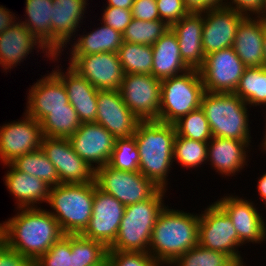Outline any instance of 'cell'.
Returning <instances> with one entry per match:
<instances>
[{
	"mask_svg": "<svg viewBox=\"0 0 266 266\" xmlns=\"http://www.w3.org/2000/svg\"><path fill=\"white\" fill-rule=\"evenodd\" d=\"M15 210V215L0 222V239L28 260L35 262L65 235L47 208Z\"/></svg>",
	"mask_w": 266,
	"mask_h": 266,
	"instance_id": "6da1fadb",
	"label": "cell"
},
{
	"mask_svg": "<svg viewBox=\"0 0 266 266\" xmlns=\"http://www.w3.org/2000/svg\"><path fill=\"white\" fill-rule=\"evenodd\" d=\"M199 213L168 205L159 213L152 230L148 253L161 265L170 266L198 245Z\"/></svg>",
	"mask_w": 266,
	"mask_h": 266,
	"instance_id": "7a4b0ae2",
	"label": "cell"
},
{
	"mask_svg": "<svg viewBox=\"0 0 266 266\" xmlns=\"http://www.w3.org/2000/svg\"><path fill=\"white\" fill-rule=\"evenodd\" d=\"M133 136L139 150V171L158 188L168 191L169 174L175 167L174 124L159 120L139 121Z\"/></svg>",
	"mask_w": 266,
	"mask_h": 266,
	"instance_id": "3957f363",
	"label": "cell"
},
{
	"mask_svg": "<svg viewBox=\"0 0 266 266\" xmlns=\"http://www.w3.org/2000/svg\"><path fill=\"white\" fill-rule=\"evenodd\" d=\"M200 107L208 120L212 136L254 141L250 126L253 120H249L252 115V113L249 114L250 106L234 92L209 93L205 91Z\"/></svg>",
	"mask_w": 266,
	"mask_h": 266,
	"instance_id": "277c9868",
	"label": "cell"
},
{
	"mask_svg": "<svg viewBox=\"0 0 266 266\" xmlns=\"http://www.w3.org/2000/svg\"><path fill=\"white\" fill-rule=\"evenodd\" d=\"M166 193L167 190L159 189L151 198L127 205L116 239L108 251L148 252L156 219L167 205Z\"/></svg>",
	"mask_w": 266,
	"mask_h": 266,
	"instance_id": "5b68a950",
	"label": "cell"
},
{
	"mask_svg": "<svg viewBox=\"0 0 266 266\" xmlns=\"http://www.w3.org/2000/svg\"><path fill=\"white\" fill-rule=\"evenodd\" d=\"M95 182L58 184L50 187L48 211L65 235H80L92 216Z\"/></svg>",
	"mask_w": 266,
	"mask_h": 266,
	"instance_id": "8992f818",
	"label": "cell"
},
{
	"mask_svg": "<svg viewBox=\"0 0 266 266\" xmlns=\"http://www.w3.org/2000/svg\"><path fill=\"white\" fill-rule=\"evenodd\" d=\"M204 85L199 70L161 80V104L158 120L174 124L189 112L200 108Z\"/></svg>",
	"mask_w": 266,
	"mask_h": 266,
	"instance_id": "52a82bcc",
	"label": "cell"
},
{
	"mask_svg": "<svg viewBox=\"0 0 266 266\" xmlns=\"http://www.w3.org/2000/svg\"><path fill=\"white\" fill-rule=\"evenodd\" d=\"M199 212L198 244L229 255L235 262L243 261L239 238L226 212L215 202Z\"/></svg>",
	"mask_w": 266,
	"mask_h": 266,
	"instance_id": "ba28073f",
	"label": "cell"
},
{
	"mask_svg": "<svg viewBox=\"0 0 266 266\" xmlns=\"http://www.w3.org/2000/svg\"><path fill=\"white\" fill-rule=\"evenodd\" d=\"M230 194L219 196L215 202L231 219L242 249L247 244L266 243V217L262 212L264 210L259 209L258 203L255 204L252 198L243 197V194L240 197L235 195V192Z\"/></svg>",
	"mask_w": 266,
	"mask_h": 266,
	"instance_id": "9c48e42d",
	"label": "cell"
},
{
	"mask_svg": "<svg viewBox=\"0 0 266 266\" xmlns=\"http://www.w3.org/2000/svg\"><path fill=\"white\" fill-rule=\"evenodd\" d=\"M94 181L125 206L149 199L160 189L140 171L116 170L108 164L95 169Z\"/></svg>",
	"mask_w": 266,
	"mask_h": 266,
	"instance_id": "30bf717a",
	"label": "cell"
},
{
	"mask_svg": "<svg viewBox=\"0 0 266 266\" xmlns=\"http://www.w3.org/2000/svg\"><path fill=\"white\" fill-rule=\"evenodd\" d=\"M119 92L123 102L140 121L158 120L161 80L150 74H124Z\"/></svg>",
	"mask_w": 266,
	"mask_h": 266,
	"instance_id": "8fae6325",
	"label": "cell"
},
{
	"mask_svg": "<svg viewBox=\"0 0 266 266\" xmlns=\"http://www.w3.org/2000/svg\"><path fill=\"white\" fill-rule=\"evenodd\" d=\"M246 68L233 47L206 55L199 69L204 90L209 93L235 92Z\"/></svg>",
	"mask_w": 266,
	"mask_h": 266,
	"instance_id": "7c38bea8",
	"label": "cell"
},
{
	"mask_svg": "<svg viewBox=\"0 0 266 266\" xmlns=\"http://www.w3.org/2000/svg\"><path fill=\"white\" fill-rule=\"evenodd\" d=\"M18 121L0 124V161L10 164L17 157L41 148V123L25 112Z\"/></svg>",
	"mask_w": 266,
	"mask_h": 266,
	"instance_id": "4fadbf2b",
	"label": "cell"
},
{
	"mask_svg": "<svg viewBox=\"0 0 266 266\" xmlns=\"http://www.w3.org/2000/svg\"><path fill=\"white\" fill-rule=\"evenodd\" d=\"M66 59L97 90H119L124 73L117 53L68 55Z\"/></svg>",
	"mask_w": 266,
	"mask_h": 266,
	"instance_id": "5bb4252c",
	"label": "cell"
},
{
	"mask_svg": "<svg viewBox=\"0 0 266 266\" xmlns=\"http://www.w3.org/2000/svg\"><path fill=\"white\" fill-rule=\"evenodd\" d=\"M37 49V51H36ZM43 53L46 60L53 63L60 62L62 56L53 55L25 26L17 21L10 28L0 34V67L3 72H11L14 67L26 61L29 54ZM33 52V53H31ZM46 56V57H45ZM8 70V71H7Z\"/></svg>",
	"mask_w": 266,
	"mask_h": 266,
	"instance_id": "9a60e30c",
	"label": "cell"
},
{
	"mask_svg": "<svg viewBox=\"0 0 266 266\" xmlns=\"http://www.w3.org/2000/svg\"><path fill=\"white\" fill-rule=\"evenodd\" d=\"M41 149L55 166L59 184L95 182V169L76 154L68 138L43 137Z\"/></svg>",
	"mask_w": 266,
	"mask_h": 266,
	"instance_id": "2e32d148",
	"label": "cell"
},
{
	"mask_svg": "<svg viewBox=\"0 0 266 266\" xmlns=\"http://www.w3.org/2000/svg\"><path fill=\"white\" fill-rule=\"evenodd\" d=\"M125 207L114 196L98 189L95 183L92 216L81 235L99 241L109 248L116 239Z\"/></svg>",
	"mask_w": 266,
	"mask_h": 266,
	"instance_id": "e0dca14e",
	"label": "cell"
},
{
	"mask_svg": "<svg viewBox=\"0 0 266 266\" xmlns=\"http://www.w3.org/2000/svg\"><path fill=\"white\" fill-rule=\"evenodd\" d=\"M89 0H53L51 17V53L59 55L81 30ZM82 24V25H81ZM80 25V26H79ZM79 28V29H78Z\"/></svg>",
	"mask_w": 266,
	"mask_h": 266,
	"instance_id": "ac0fdd59",
	"label": "cell"
},
{
	"mask_svg": "<svg viewBox=\"0 0 266 266\" xmlns=\"http://www.w3.org/2000/svg\"><path fill=\"white\" fill-rule=\"evenodd\" d=\"M73 150L93 169L109 163L116 138L96 122L81 123L69 138Z\"/></svg>",
	"mask_w": 266,
	"mask_h": 266,
	"instance_id": "d6986e66",
	"label": "cell"
},
{
	"mask_svg": "<svg viewBox=\"0 0 266 266\" xmlns=\"http://www.w3.org/2000/svg\"><path fill=\"white\" fill-rule=\"evenodd\" d=\"M96 123L105 127L116 139L135 134L140 121L123 102L119 90H98Z\"/></svg>",
	"mask_w": 266,
	"mask_h": 266,
	"instance_id": "ffe728a7",
	"label": "cell"
},
{
	"mask_svg": "<svg viewBox=\"0 0 266 266\" xmlns=\"http://www.w3.org/2000/svg\"><path fill=\"white\" fill-rule=\"evenodd\" d=\"M251 143L252 141L213 136L208 142L207 165H210L211 170L214 169L213 171L222 178L236 177L249 166L251 160L249 154L254 147Z\"/></svg>",
	"mask_w": 266,
	"mask_h": 266,
	"instance_id": "44dd1931",
	"label": "cell"
},
{
	"mask_svg": "<svg viewBox=\"0 0 266 266\" xmlns=\"http://www.w3.org/2000/svg\"><path fill=\"white\" fill-rule=\"evenodd\" d=\"M245 17L225 6L203 12L202 48L205 55L233 47L238 26Z\"/></svg>",
	"mask_w": 266,
	"mask_h": 266,
	"instance_id": "7402d4cb",
	"label": "cell"
},
{
	"mask_svg": "<svg viewBox=\"0 0 266 266\" xmlns=\"http://www.w3.org/2000/svg\"><path fill=\"white\" fill-rule=\"evenodd\" d=\"M41 75L27 89L25 113L41 122L51 110L68 108V94L63 82L52 72Z\"/></svg>",
	"mask_w": 266,
	"mask_h": 266,
	"instance_id": "603a6c76",
	"label": "cell"
},
{
	"mask_svg": "<svg viewBox=\"0 0 266 266\" xmlns=\"http://www.w3.org/2000/svg\"><path fill=\"white\" fill-rule=\"evenodd\" d=\"M54 67L52 72L65 85L68 101L77 112L81 123L95 122L98 109V90L69 65L66 67L67 69H63L64 66L62 65L61 67L59 65Z\"/></svg>",
	"mask_w": 266,
	"mask_h": 266,
	"instance_id": "cb8c5ba5",
	"label": "cell"
},
{
	"mask_svg": "<svg viewBox=\"0 0 266 266\" xmlns=\"http://www.w3.org/2000/svg\"><path fill=\"white\" fill-rule=\"evenodd\" d=\"M3 167L8 169L3 181L16 201L15 209L41 208L43 202L47 203L50 191L48 184L33 175L16 170L11 164H4Z\"/></svg>",
	"mask_w": 266,
	"mask_h": 266,
	"instance_id": "d4e9b609",
	"label": "cell"
},
{
	"mask_svg": "<svg viewBox=\"0 0 266 266\" xmlns=\"http://www.w3.org/2000/svg\"><path fill=\"white\" fill-rule=\"evenodd\" d=\"M203 23V13H189L170 26L178 39L181 57L190 69L199 70L204 64Z\"/></svg>",
	"mask_w": 266,
	"mask_h": 266,
	"instance_id": "484cf974",
	"label": "cell"
},
{
	"mask_svg": "<svg viewBox=\"0 0 266 266\" xmlns=\"http://www.w3.org/2000/svg\"><path fill=\"white\" fill-rule=\"evenodd\" d=\"M266 17L246 16L236 31L233 48L246 67H258L263 63V39Z\"/></svg>",
	"mask_w": 266,
	"mask_h": 266,
	"instance_id": "4316f807",
	"label": "cell"
},
{
	"mask_svg": "<svg viewBox=\"0 0 266 266\" xmlns=\"http://www.w3.org/2000/svg\"><path fill=\"white\" fill-rule=\"evenodd\" d=\"M101 25L95 27L92 31H78L74 41H71L67 47L70 45V48L63 50V53H60L59 56L64 55V51L69 49L66 52L68 55H87V54H97L104 52L117 53L119 48L123 43V35L114 30L112 27L106 25L100 21ZM81 32V34H80ZM77 37V38H76ZM69 52V53H68Z\"/></svg>",
	"mask_w": 266,
	"mask_h": 266,
	"instance_id": "83f0119b",
	"label": "cell"
},
{
	"mask_svg": "<svg viewBox=\"0 0 266 266\" xmlns=\"http://www.w3.org/2000/svg\"><path fill=\"white\" fill-rule=\"evenodd\" d=\"M152 75L163 80L185 73L190 68L184 63L178 39L174 32L169 29L153 45Z\"/></svg>",
	"mask_w": 266,
	"mask_h": 266,
	"instance_id": "f1b7e54d",
	"label": "cell"
},
{
	"mask_svg": "<svg viewBox=\"0 0 266 266\" xmlns=\"http://www.w3.org/2000/svg\"><path fill=\"white\" fill-rule=\"evenodd\" d=\"M25 18L18 21L51 52V17L53 0H25ZM23 19V20H22Z\"/></svg>",
	"mask_w": 266,
	"mask_h": 266,
	"instance_id": "f546056e",
	"label": "cell"
},
{
	"mask_svg": "<svg viewBox=\"0 0 266 266\" xmlns=\"http://www.w3.org/2000/svg\"><path fill=\"white\" fill-rule=\"evenodd\" d=\"M234 93L250 108L266 109V69L263 66L247 67ZM265 109V112L262 111L263 117L266 116Z\"/></svg>",
	"mask_w": 266,
	"mask_h": 266,
	"instance_id": "4dcf8cb0",
	"label": "cell"
},
{
	"mask_svg": "<svg viewBox=\"0 0 266 266\" xmlns=\"http://www.w3.org/2000/svg\"><path fill=\"white\" fill-rule=\"evenodd\" d=\"M117 55L124 74L152 75V45H142L123 41L122 46L117 51Z\"/></svg>",
	"mask_w": 266,
	"mask_h": 266,
	"instance_id": "1f68e13d",
	"label": "cell"
},
{
	"mask_svg": "<svg viewBox=\"0 0 266 266\" xmlns=\"http://www.w3.org/2000/svg\"><path fill=\"white\" fill-rule=\"evenodd\" d=\"M44 137L69 138L81 126L78 114L68 103V108H58L51 112L40 122Z\"/></svg>",
	"mask_w": 266,
	"mask_h": 266,
	"instance_id": "d6a6232c",
	"label": "cell"
},
{
	"mask_svg": "<svg viewBox=\"0 0 266 266\" xmlns=\"http://www.w3.org/2000/svg\"><path fill=\"white\" fill-rule=\"evenodd\" d=\"M10 164L18 171L41 179L50 187L59 184L56 168L41 148L17 157Z\"/></svg>",
	"mask_w": 266,
	"mask_h": 266,
	"instance_id": "836d02e7",
	"label": "cell"
},
{
	"mask_svg": "<svg viewBox=\"0 0 266 266\" xmlns=\"http://www.w3.org/2000/svg\"><path fill=\"white\" fill-rule=\"evenodd\" d=\"M108 248L101 242L71 235L72 266H106Z\"/></svg>",
	"mask_w": 266,
	"mask_h": 266,
	"instance_id": "e575fe53",
	"label": "cell"
},
{
	"mask_svg": "<svg viewBox=\"0 0 266 266\" xmlns=\"http://www.w3.org/2000/svg\"><path fill=\"white\" fill-rule=\"evenodd\" d=\"M208 143L178 136L174 139L173 162L182 169L199 170L207 165ZM178 162V163H177ZM202 165V166H201ZM198 168V169H197ZM197 169V170H196Z\"/></svg>",
	"mask_w": 266,
	"mask_h": 266,
	"instance_id": "d590c367",
	"label": "cell"
},
{
	"mask_svg": "<svg viewBox=\"0 0 266 266\" xmlns=\"http://www.w3.org/2000/svg\"><path fill=\"white\" fill-rule=\"evenodd\" d=\"M170 27L161 19L143 21L133 18L123 35L124 42L153 45Z\"/></svg>",
	"mask_w": 266,
	"mask_h": 266,
	"instance_id": "8d00e7d4",
	"label": "cell"
},
{
	"mask_svg": "<svg viewBox=\"0 0 266 266\" xmlns=\"http://www.w3.org/2000/svg\"><path fill=\"white\" fill-rule=\"evenodd\" d=\"M176 134L200 142H209L212 133L204 111L200 108L189 112L174 123Z\"/></svg>",
	"mask_w": 266,
	"mask_h": 266,
	"instance_id": "74e56055",
	"label": "cell"
},
{
	"mask_svg": "<svg viewBox=\"0 0 266 266\" xmlns=\"http://www.w3.org/2000/svg\"><path fill=\"white\" fill-rule=\"evenodd\" d=\"M235 261L227 254L196 245L170 266H232Z\"/></svg>",
	"mask_w": 266,
	"mask_h": 266,
	"instance_id": "f35d334b",
	"label": "cell"
},
{
	"mask_svg": "<svg viewBox=\"0 0 266 266\" xmlns=\"http://www.w3.org/2000/svg\"><path fill=\"white\" fill-rule=\"evenodd\" d=\"M139 150L134 136L116 139L108 165L126 172L139 171Z\"/></svg>",
	"mask_w": 266,
	"mask_h": 266,
	"instance_id": "ab89813d",
	"label": "cell"
},
{
	"mask_svg": "<svg viewBox=\"0 0 266 266\" xmlns=\"http://www.w3.org/2000/svg\"><path fill=\"white\" fill-rule=\"evenodd\" d=\"M35 266H72L71 261V235H64L55 242L49 250L40 256Z\"/></svg>",
	"mask_w": 266,
	"mask_h": 266,
	"instance_id": "60d3db41",
	"label": "cell"
},
{
	"mask_svg": "<svg viewBox=\"0 0 266 266\" xmlns=\"http://www.w3.org/2000/svg\"><path fill=\"white\" fill-rule=\"evenodd\" d=\"M106 266H161L148 252L108 251Z\"/></svg>",
	"mask_w": 266,
	"mask_h": 266,
	"instance_id": "b9f144b4",
	"label": "cell"
},
{
	"mask_svg": "<svg viewBox=\"0 0 266 266\" xmlns=\"http://www.w3.org/2000/svg\"><path fill=\"white\" fill-rule=\"evenodd\" d=\"M160 19L169 27L189 14L184 0H156Z\"/></svg>",
	"mask_w": 266,
	"mask_h": 266,
	"instance_id": "7bdbcfd3",
	"label": "cell"
},
{
	"mask_svg": "<svg viewBox=\"0 0 266 266\" xmlns=\"http://www.w3.org/2000/svg\"><path fill=\"white\" fill-rule=\"evenodd\" d=\"M102 10V17H99L98 20L112 27L121 34L124 33L126 27L133 19L131 10L128 9H121L105 5Z\"/></svg>",
	"mask_w": 266,
	"mask_h": 266,
	"instance_id": "ee69618b",
	"label": "cell"
},
{
	"mask_svg": "<svg viewBox=\"0 0 266 266\" xmlns=\"http://www.w3.org/2000/svg\"><path fill=\"white\" fill-rule=\"evenodd\" d=\"M224 6L244 16L266 17V0H224Z\"/></svg>",
	"mask_w": 266,
	"mask_h": 266,
	"instance_id": "f6af8a7d",
	"label": "cell"
},
{
	"mask_svg": "<svg viewBox=\"0 0 266 266\" xmlns=\"http://www.w3.org/2000/svg\"><path fill=\"white\" fill-rule=\"evenodd\" d=\"M131 13L133 18L143 21L160 19L156 0H134Z\"/></svg>",
	"mask_w": 266,
	"mask_h": 266,
	"instance_id": "bcb514c9",
	"label": "cell"
},
{
	"mask_svg": "<svg viewBox=\"0 0 266 266\" xmlns=\"http://www.w3.org/2000/svg\"><path fill=\"white\" fill-rule=\"evenodd\" d=\"M0 266H35L34 261L9 248L0 239Z\"/></svg>",
	"mask_w": 266,
	"mask_h": 266,
	"instance_id": "7dc6e473",
	"label": "cell"
},
{
	"mask_svg": "<svg viewBox=\"0 0 266 266\" xmlns=\"http://www.w3.org/2000/svg\"><path fill=\"white\" fill-rule=\"evenodd\" d=\"M184 5L189 13H203L209 9L224 6V0H184Z\"/></svg>",
	"mask_w": 266,
	"mask_h": 266,
	"instance_id": "c3c4849f",
	"label": "cell"
},
{
	"mask_svg": "<svg viewBox=\"0 0 266 266\" xmlns=\"http://www.w3.org/2000/svg\"><path fill=\"white\" fill-rule=\"evenodd\" d=\"M18 14L11 12L6 6L0 5V34L14 25L18 18Z\"/></svg>",
	"mask_w": 266,
	"mask_h": 266,
	"instance_id": "681fc988",
	"label": "cell"
},
{
	"mask_svg": "<svg viewBox=\"0 0 266 266\" xmlns=\"http://www.w3.org/2000/svg\"><path fill=\"white\" fill-rule=\"evenodd\" d=\"M258 182H257V188L256 191L258 193V195L260 196L259 199L262 202V206L264 207V205L266 204V172L262 173V175L260 174V177H257Z\"/></svg>",
	"mask_w": 266,
	"mask_h": 266,
	"instance_id": "f907efd6",
	"label": "cell"
},
{
	"mask_svg": "<svg viewBox=\"0 0 266 266\" xmlns=\"http://www.w3.org/2000/svg\"><path fill=\"white\" fill-rule=\"evenodd\" d=\"M134 0H107V6L131 10Z\"/></svg>",
	"mask_w": 266,
	"mask_h": 266,
	"instance_id": "816d5d0a",
	"label": "cell"
},
{
	"mask_svg": "<svg viewBox=\"0 0 266 266\" xmlns=\"http://www.w3.org/2000/svg\"><path fill=\"white\" fill-rule=\"evenodd\" d=\"M263 122H265L264 123L265 126H263L264 127V131L262 132L263 137L260 138L261 140H260V143H259V145L257 147H259L258 148L259 151L261 149V153L266 155V116L264 117Z\"/></svg>",
	"mask_w": 266,
	"mask_h": 266,
	"instance_id": "f5cc1de1",
	"label": "cell"
},
{
	"mask_svg": "<svg viewBox=\"0 0 266 266\" xmlns=\"http://www.w3.org/2000/svg\"><path fill=\"white\" fill-rule=\"evenodd\" d=\"M263 63L262 66L266 69V27H265V34H264V39H263Z\"/></svg>",
	"mask_w": 266,
	"mask_h": 266,
	"instance_id": "db71d44e",
	"label": "cell"
},
{
	"mask_svg": "<svg viewBox=\"0 0 266 266\" xmlns=\"http://www.w3.org/2000/svg\"><path fill=\"white\" fill-rule=\"evenodd\" d=\"M232 266H247V264H246V261L244 262L243 260V261L235 262Z\"/></svg>",
	"mask_w": 266,
	"mask_h": 266,
	"instance_id": "11a10c76",
	"label": "cell"
}]
</instances>
